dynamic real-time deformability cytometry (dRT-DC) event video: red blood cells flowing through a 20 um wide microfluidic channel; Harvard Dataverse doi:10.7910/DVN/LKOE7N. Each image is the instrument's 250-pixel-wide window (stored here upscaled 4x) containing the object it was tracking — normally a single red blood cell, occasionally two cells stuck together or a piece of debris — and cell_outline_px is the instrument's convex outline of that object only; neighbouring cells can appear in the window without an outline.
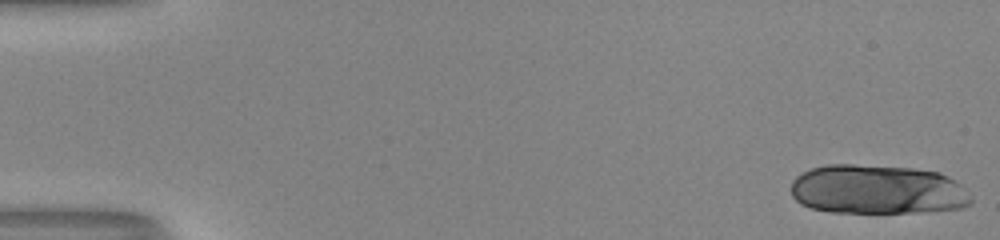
{"species": "human", "species_latin": "Homo sapiens", "temperature_condition": "room temperature", "stored_images_in_passage": 50, "camera_frame_rate_fps": 3000, "um_per_image_px": 0.085, "donor": {"sex": "male"}, "frame": {"image": 1, "passage_image": 1, "time_ms": 0.0, "image_size_px": [1000, 240], "cell_outline_px": [[972, 200], [968, 204], [960, 208], [916, 212], [832, 212], [812, 208], [800, 204], [792, 196], [792, 180], [796, 176], [812, 168], [828, 164], [852, 164], [912, 168], [940, 172], [948, 176], [960, 184], [972, 196]], "centroid_in_image_um": [74.57, 16.1], "position_along_channel_um": 10.4, "area_um2": 51.79}}
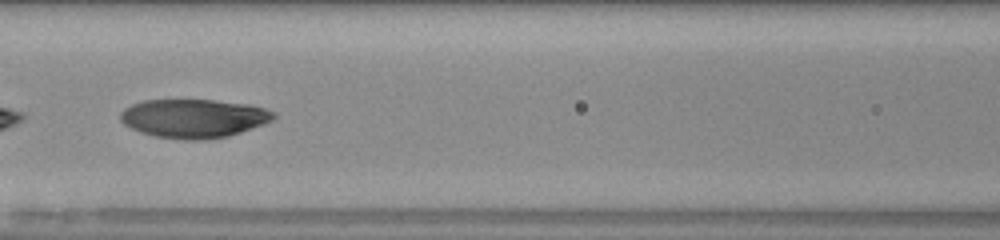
{"frame": {"image": 2, "passage_image": 24, "time_ms": 7.667, "image_size_px": [1000, 240], "cell_outline_px": [[276, 116], [272, 120], [264, 124], [228, 136], [200, 140], [184, 140], [156, 136], [140, 132], [124, 124], [120, 120], [120, 112], [124, 108], [132, 104], [144, 100], [212, 100], [248, 104], [264, 108], [276, 112]], "centroid_in_image_um": [16.46, 10.06], "position_along_channel_um": 150.1, "area_um2": 34.51}, "authors_computed_cell_mechanics": {"area_um2": 35.2291, "velocity_mm_per_s": 4.0563, "shape_relaxation_time_tau1_ms": 5.4488, "shape_relaxation_time_tau2_ms": null, "deformation_change_tau1": 0.2401, "deformation_change_tau2": null}}